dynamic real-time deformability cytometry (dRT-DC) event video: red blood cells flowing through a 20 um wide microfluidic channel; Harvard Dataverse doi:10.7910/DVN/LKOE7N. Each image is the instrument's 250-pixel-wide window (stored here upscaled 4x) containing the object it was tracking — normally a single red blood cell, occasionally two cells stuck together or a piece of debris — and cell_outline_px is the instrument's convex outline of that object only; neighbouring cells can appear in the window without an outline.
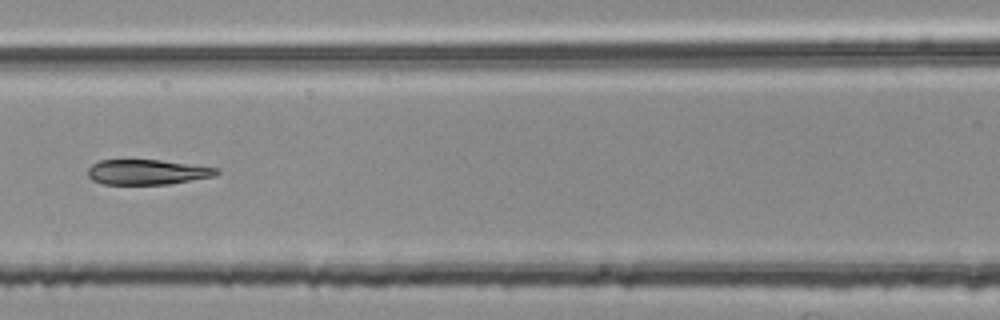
{"species": "common noctule bat (a hibernating species)", "species_latin": "Nyctalus noctula", "temperature_condition": "room temperature", "stored_images_in_passage": 4, "camera_frame_rate_fps": 3000, "um_per_image_px": 0.085, "animal": {"sex": "female", "body_mass_g": 25.1}, "frame": {"image": 1, "passage_image": 4, "time_ms": 1.0, "image_size_px": [1000, 320], "cell_outline_px": [[220, 172], [216, 176], [168, 184], [104, 184], [92, 180], [88, 176], [88, 168], [92, 164], [100, 160], [160, 160], [220, 168]], "centroid_in_image_um": [12.54, 14.62], "position_along_channel_um": 154.1, "area_um2": 18.84}}